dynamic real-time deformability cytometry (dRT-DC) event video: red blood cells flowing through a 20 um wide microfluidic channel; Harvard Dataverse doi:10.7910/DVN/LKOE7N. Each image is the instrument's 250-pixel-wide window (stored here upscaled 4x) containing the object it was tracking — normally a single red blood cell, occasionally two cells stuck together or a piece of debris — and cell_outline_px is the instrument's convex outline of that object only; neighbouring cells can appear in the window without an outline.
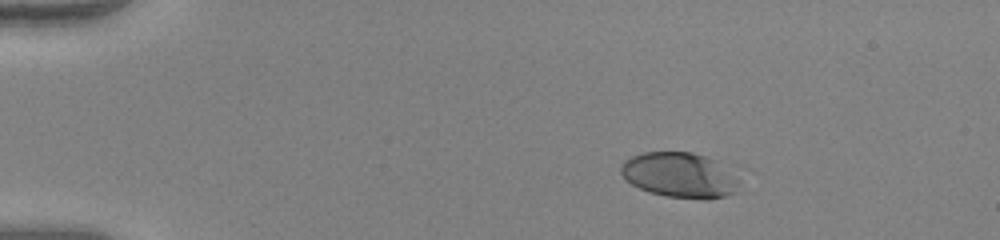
{"species": "human", "species_latin": "Homo sapiens", "temperature_condition": "warm", "stored_images_in_passage": 45, "camera_frame_rate_fps": 3000, "um_per_image_px": 0.085, "donor": {"sex": "female"}, "frame": {"image": 1, "passage_image": 1, "time_ms": 0.0, "image_size_px": [1000, 240], "cell_outline_px": [[736, 192], [724, 196], [708, 200], [704, 200], [664, 196], [648, 192], [624, 180], [620, 172], [620, 168], [624, 160], [632, 156], [644, 152], [692, 152], [716, 160], [736, 180]], "centroid_in_image_um": [57.68, 14.9], "position_along_channel_um": 27.3, "area_um2": 30.92}}
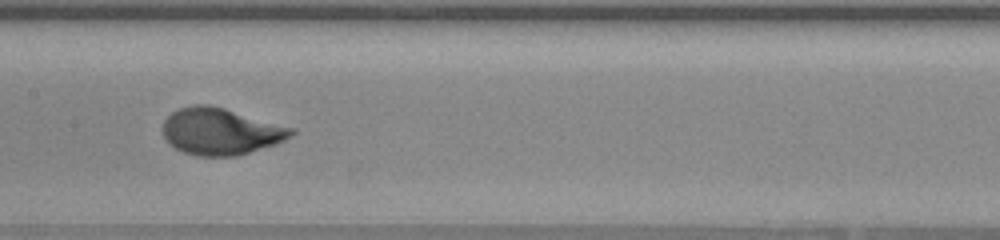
{"frame": {"image": 2, "passage_image": 20, "time_ms": 6.333, "image_size_px": [1000, 240], "cell_outline_px": [[296, 132], [292, 136], [276, 144], [236, 156], [196, 156], [184, 152], [168, 144], [164, 140], [164, 120], [172, 112], [180, 108], [192, 104], [208, 104], [224, 108], [296, 128]], "centroid_in_image_um": [18.77, 11.17], "position_along_channel_um": 188.6, "area_um2": 35.14}}
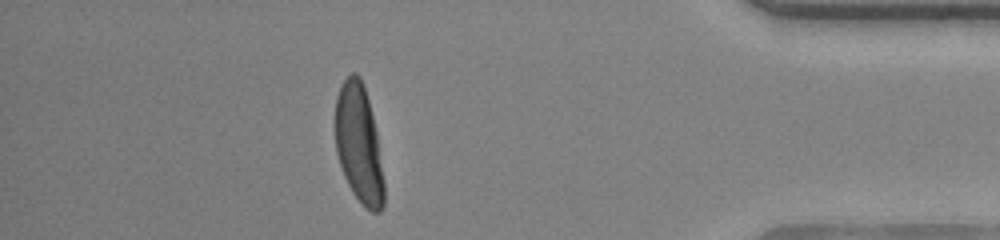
{"frame": {"image": 3, "passage_image": 39, "time_ms": 12.667, "image_size_px": [1000, 240], "cell_outline_px": [[384, 208], [380, 212], [372, 212], [364, 208], [360, 204], [352, 192], [344, 176], [336, 152], [336, 96], [344, 80], [352, 72], [356, 72], [360, 76], [368, 100], [376, 132], [384, 180]], "centroid_in_image_um": [30.51, 12.3], "position_along_channel_um": 404.7, "area_um2": 33.47}, "authors_computed_cell_mechanics": {"area_um2": 33.7552, "velocity_mm_per_s": 3.969, "shape_relaxation_time_tau1_ms": 3.1869, "shape_relaxation_time_tau2_ms": null, "deformation_change_tau1": 0.2046, "deformation_change_tau2": null}}